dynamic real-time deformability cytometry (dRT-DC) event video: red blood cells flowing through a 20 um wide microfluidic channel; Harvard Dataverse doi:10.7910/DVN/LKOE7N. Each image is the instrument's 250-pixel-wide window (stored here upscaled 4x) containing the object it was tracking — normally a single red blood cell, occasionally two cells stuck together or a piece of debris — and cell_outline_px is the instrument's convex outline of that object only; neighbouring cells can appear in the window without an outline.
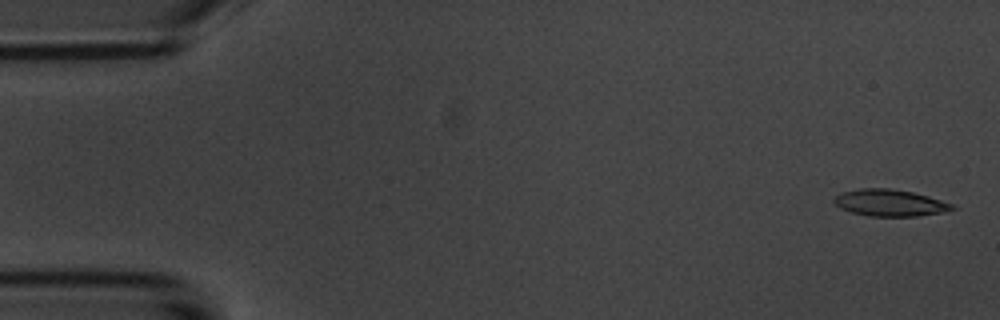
{"species": "common noctule bat (a hibernating species)", "species_latin": "Nyctalus noctula", "temperature_condition": "room temperature", "stored_images_in_passage": 4, "camera_frame_rate_fps": 3000, "um_per_image_px": 0.085, "animal": {"sex": "male", "body_mass_g": 20.1, "forearm_length_mm": 53.5}, "frame": {"image": 1, "passage_image": 1, "time_ms": 0.0, "image_size_px": [1000, 320], "cell_outline_px": [[956, 208], [940, 212], [916, 216], [868, 216], [852, 212], [840, 208], [832, 200], [836, 196], [844, 192], [860, 188], [888, 188], [912, 192], [928, 196], [952, 204]], "centroid_in_image_um": [75.6, 17.24], "position_along_channel_um": 9.4, "area_um2": 18.09}}